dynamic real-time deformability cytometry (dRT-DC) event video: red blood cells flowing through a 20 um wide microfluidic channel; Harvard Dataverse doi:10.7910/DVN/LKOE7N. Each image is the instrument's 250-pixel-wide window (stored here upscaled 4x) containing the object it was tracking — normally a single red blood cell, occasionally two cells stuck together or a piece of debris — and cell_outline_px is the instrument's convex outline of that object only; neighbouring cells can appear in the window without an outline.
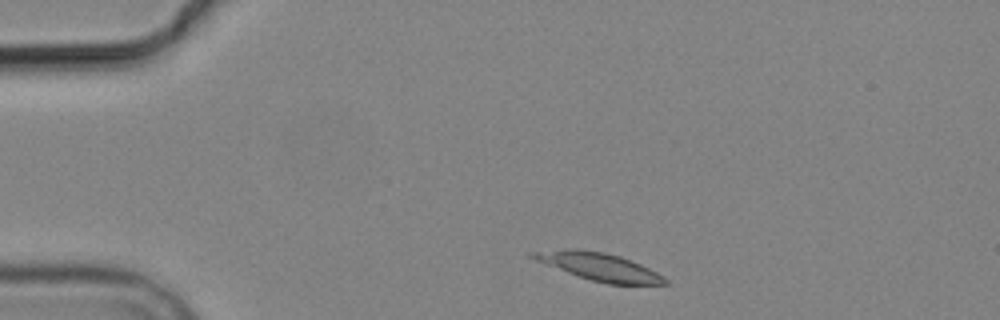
{"species": "common noctule bat (a hibernating species)", "species_latin": "Nyctalus noctula", "temperature_condition": "cold", "stored_images_in_passage": 2, "camera_frame_rate_fps": 3000, "um_per_image_px": 0.085, "animal": {"sex": "male", "body_mass_g": 19.2, "forearm_length_mm": 51.8}, "frame": {"image": 1, "passage_image": 1, "time_ms": 0.0, "image_size_px": [1000, 320], "cell_outline_px": [[668, 284], [608, 284], [592, 280], [568, 272], [536, 260], [528, 256], [524, 252], [572, 248], [576, 248], [604, 252], [620, 256], [632, 260], [664, 276], [668, 280]], "centroid_in_image_um": [50.91, 22.64], "position_along_channel_um": 34.1, "area_um2": 21.15}}